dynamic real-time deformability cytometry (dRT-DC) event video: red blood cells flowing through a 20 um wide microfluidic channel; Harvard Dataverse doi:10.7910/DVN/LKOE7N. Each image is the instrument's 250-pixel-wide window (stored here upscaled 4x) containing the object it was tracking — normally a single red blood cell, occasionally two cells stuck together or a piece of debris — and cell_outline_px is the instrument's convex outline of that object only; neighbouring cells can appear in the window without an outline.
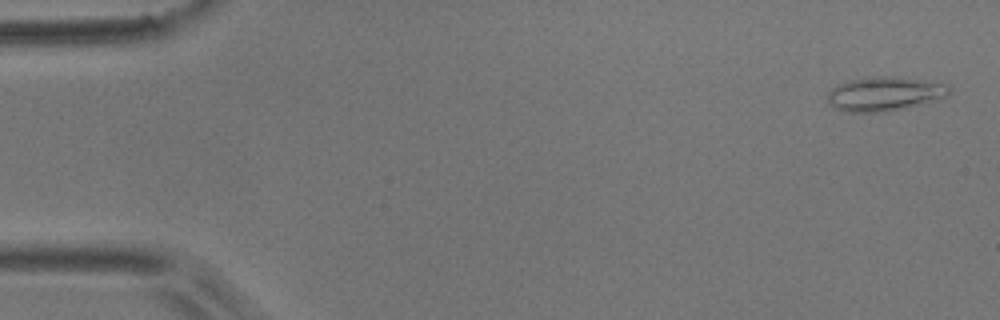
{"species": "common noctule bat (a hibernating species)", "species_latin": "Nyctalus noctula", "temperature_condition": "room temperature", "stored_images_in_passage": 53, "camera_frame_rate_fps": 3000, "um_per_image_px": 0.085, "animal": {"sex": "male", "body_mass_g": 17.9}, "frame": {"image": 1, "passage_image": 2, "time_ms": 0.333, "image_size_px": [1000, 320], "cell_outline_px": [[948, 92], [944, 96], [916, 104], [884, 112], [848, 112], [836, 108], [828, 100], [828, 92], [832, 88], [848, 80], [876, 76], [900, 76], [948, 84]], "centroid_in_image_um": [75.13, 7.95], "position_along_channel_um": 9.9, "area_um2": 23.58}}
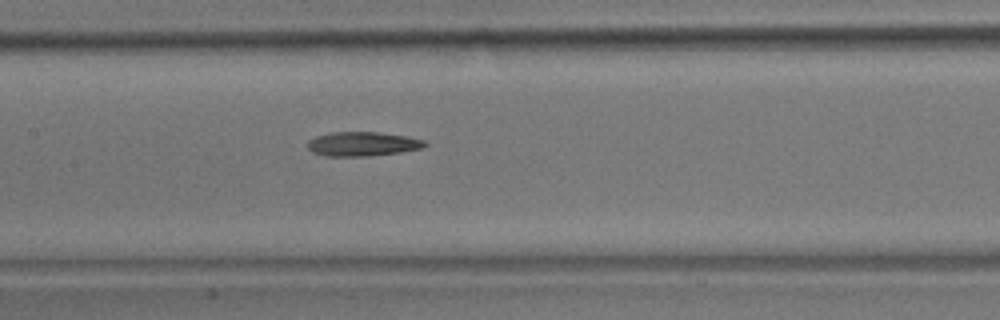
{"frame": {"image": 2, "passage_image": 25, "time_ms": 8.0, "image_size_px": [1000, 320], "cell_outline_px": [[428, 144], [424, 148], [400, 152], [368, 156], [324, 156], [312, 152], [308, 148], [308, 140], [316, 136], [328, 132], [376, 132], [408, 136], [424, 140]], "centroid_in_image_um": [30.82, 12.23], "position_along_channel_um": 176.6, "area_um2": 16.7}}
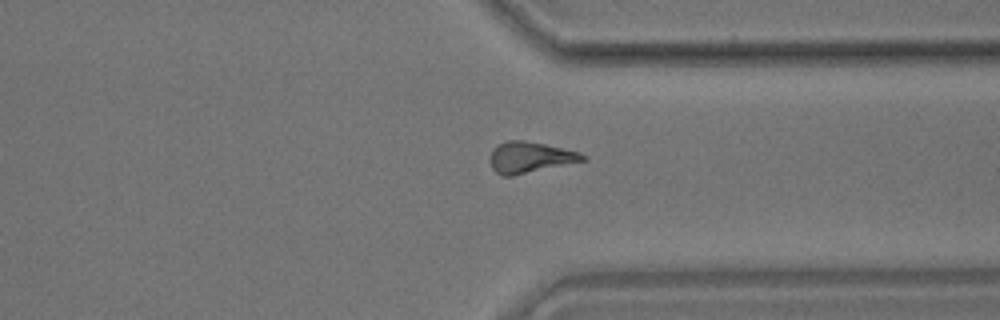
{"frame": {"image": 3, "passage_image": 40, "time_ms": 13.0, "image_size_px": [1000, 320], "cell_outline_px": [[588, 160], [512, 176], [500, 176], [492, 168], [492, 148], [508, 140], [524, 140], [544, 144], [580, 152], [588, 156]], "centroid_in_image_um": [45.1, 13.38], "position_along_channel_um": 366.3, "area_um2": 16.7}}